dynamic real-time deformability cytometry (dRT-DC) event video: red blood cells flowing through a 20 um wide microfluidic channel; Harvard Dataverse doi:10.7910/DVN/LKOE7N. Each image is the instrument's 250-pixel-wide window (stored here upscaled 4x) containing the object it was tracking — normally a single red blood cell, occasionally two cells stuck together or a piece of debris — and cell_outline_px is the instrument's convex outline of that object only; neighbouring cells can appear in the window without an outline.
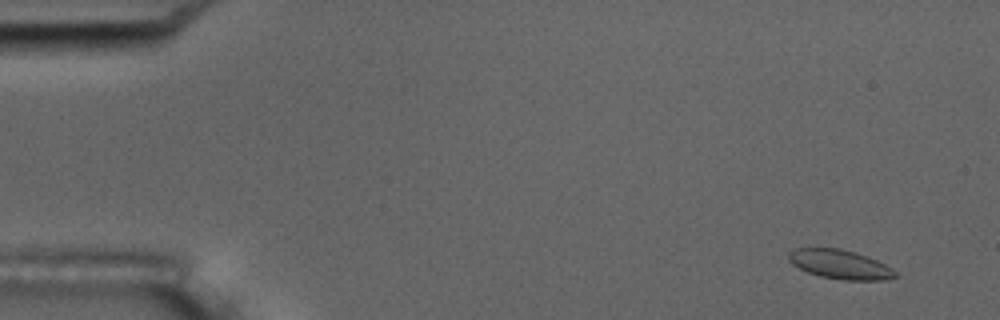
{"species": "common noctule bat (a hibernating species)", "species_latin": "Nyctalus noctula", "temperature_condition": "room temperature", "stored_images_in_passage": 4, "camera_frame_rate_fps": 3000, "um_per_image_px": 0.085, "animal": {"sex": "male", "body_mass_g": 17.5, "forearm_length_mm": 52.3}, "frame": {"image": 1, "passage_image": 1, "time_ms": 0.0, "image_size_px": [1000, 320], "cell_outline_px": [[900, 276], [884, 280], [844, 280], [820, 276], [808, 272], [792, 264], [788, 260], [788, 252], [796, 248], [840, 248], [868, 256], [892, 268]], "centroid_in_image_um": [71.41, 22.47], "position_along_channel_um": 13.6, "area_um2": 18.15}}